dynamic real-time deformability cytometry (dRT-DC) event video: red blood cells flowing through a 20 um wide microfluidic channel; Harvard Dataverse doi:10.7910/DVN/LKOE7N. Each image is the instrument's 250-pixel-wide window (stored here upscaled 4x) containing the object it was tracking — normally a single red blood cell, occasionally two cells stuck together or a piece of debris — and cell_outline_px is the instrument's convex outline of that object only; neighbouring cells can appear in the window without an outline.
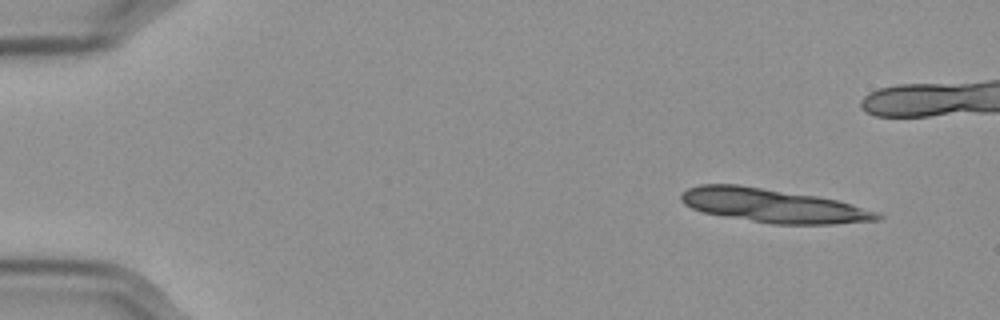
{"species": "Egyptian fruit bat (a non-hibernating species)", "species_latin": "Rousettus aegyptiacus", "temperature_condition": "cold", "stored_images_in_passage": 15, "camera_frame_rate_fps": 3000, "um_per_image_px": 0.085, "frame": {"image": 1, "passage_image": 5, "time_ms": 1.333, "image_size_px": [1000, 320], "cell_outline_px": [[884, 216], [880, 220], [836, 224], [772, 224], [700, 212], [684, 204], [680, 200], [680, 196], [688, 188], [700, 184], [736, 184], [816, 196], [836, 200], [852, 204], [876, 212]], "centroid_in_image_um": [65.68, 17.48], "position_along_channel_um": 19.3, "area_um2": 38.44}}